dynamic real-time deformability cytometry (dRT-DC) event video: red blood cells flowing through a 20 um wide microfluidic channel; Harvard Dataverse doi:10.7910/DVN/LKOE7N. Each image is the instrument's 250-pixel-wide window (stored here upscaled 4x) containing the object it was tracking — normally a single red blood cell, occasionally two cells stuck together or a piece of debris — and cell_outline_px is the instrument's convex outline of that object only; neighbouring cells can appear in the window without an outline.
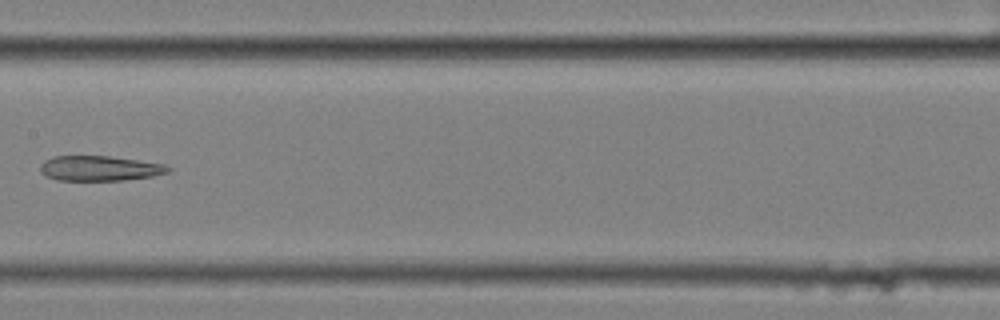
{"species": "common noctule bat (a hibernating species)", "species_latin": "Nyctalus noctula", "temperature_condition": "cold", "stored_images_in_passage": 10, "camera_frame_rate_fps": 3000, "um_per_image_px": 0.085, "animal": {"sex": "female", "body_mass_g": 25.1}, "frame": {"image": 1, "passage_image": 8, "time_ms": 2.333, "image_size_px": [1000, 320], "cell_outline_px": [[172, 168], [168, 172], [152, 176], [124, 180], [56, 180], [44, 176], [40, 172], [40, 164], [44, 160], [52, 156], [108, 156], [164, 164]], "centroid_in_image_um": [8.41, 14.31], "position_along_channel_um": 199.0, "area_um2": 18.67}}
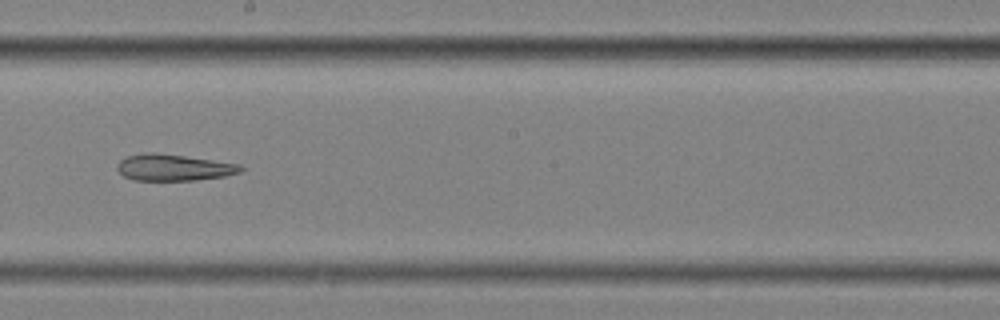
{"frame": {"image": 2, "passage_image": 9, "time_ms": 2.667, "image_size_px": [1000, 320], "cell_outline_px": [[244, 168], [240, 172], [224, 176], [196, 180], [132, 180], [124, 176], [116, 168], [116, 164], [124, 156], [144, 152], [156, 152], [240, 164]], "centroid_in_image_um": [14.71, 14.23], "position_along_channel_um": 233.5, "area_um2": 19.13}}
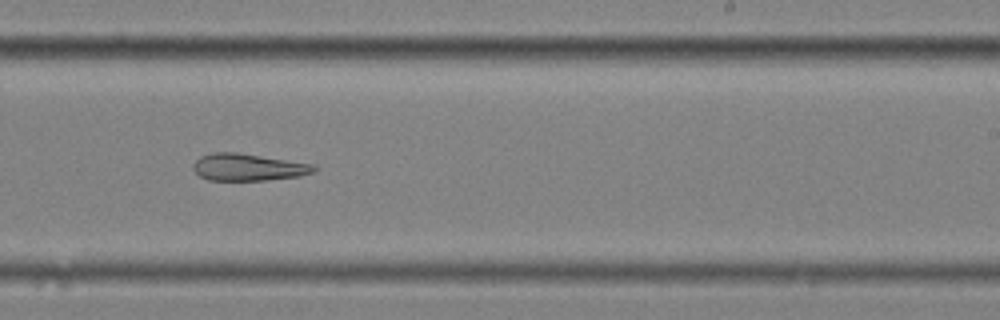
{"frame": {"image": 3, "passage_image": 10, "time_ms": 3.0, "image_size_px": [1000, 320], "cell_outline_px": [[320, 168], [316, 172], [300, 176], [268, 180], [208, 180], [200, 176], [192, 168], [192, 164], [200, 156], [212, 152], [236, 152], [316, 164]], "centroid_in_image_um": [21.15, 14.21], "position_along_channel_um": 267.9, "area_um2": 19.36}}